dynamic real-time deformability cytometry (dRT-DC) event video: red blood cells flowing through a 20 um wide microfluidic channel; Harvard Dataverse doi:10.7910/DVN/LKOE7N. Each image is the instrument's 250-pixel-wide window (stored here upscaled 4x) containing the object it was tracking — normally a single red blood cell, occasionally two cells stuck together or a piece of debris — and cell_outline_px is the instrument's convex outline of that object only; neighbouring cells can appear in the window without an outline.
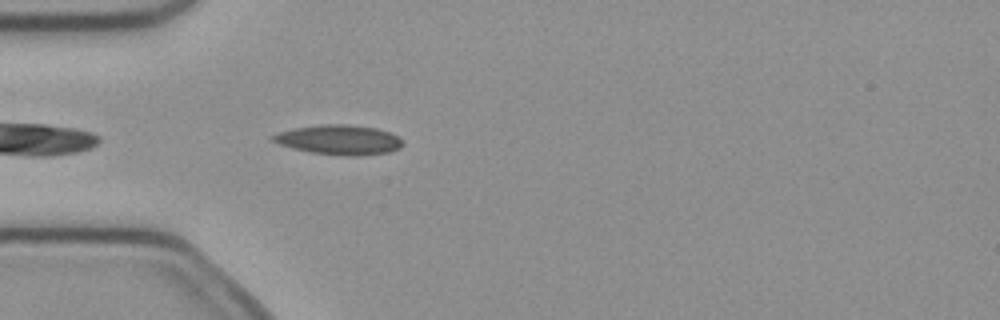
{"species": "common noctule bat (a hibernating species)", "species_latin": "Nyctalus noctula", "temperature_condition": "cold", "stored_images_in_passage": 5, "camera_frame_rate_fps": 3000, "um_per_image_px": 0.085, "animal": {"sex": "female", "body_mass_g": 21.9}, "frame": {"image": 1, "passage_image": 5, "time_ms": 1.333, "image_size_px": [1000, 320], "cell_outline_px": [[404, 144], [400, 148], [388, 152], [356, 156], [344, 156], [312, 152], [292, 148], [280, 144], [272, 140], [272, 136], [276, 132], [292, 128], [320, 124], [348, 124], [376, 128], [392, 132], [404, 140]], "centroid_in_image_um": [28.85, 11.87], "position_along_channel_um": 56.1, "area_um2": 22.72}}